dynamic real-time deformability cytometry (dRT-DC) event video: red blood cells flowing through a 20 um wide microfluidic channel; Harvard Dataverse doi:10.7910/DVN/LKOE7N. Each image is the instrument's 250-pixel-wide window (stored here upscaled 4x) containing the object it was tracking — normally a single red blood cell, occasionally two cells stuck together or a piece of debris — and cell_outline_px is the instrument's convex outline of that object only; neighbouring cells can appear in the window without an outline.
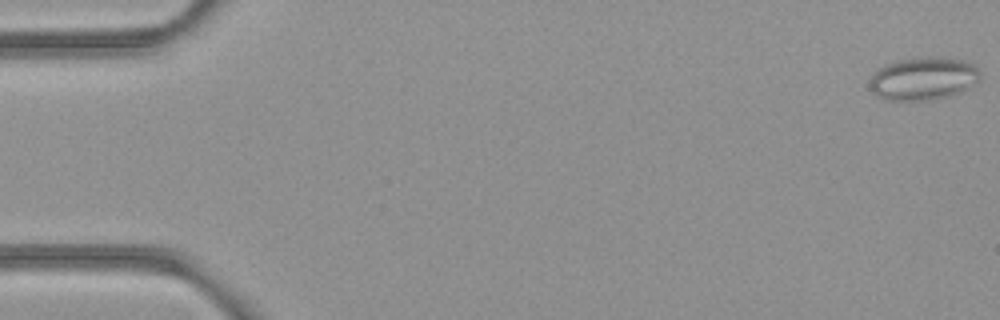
{"species": "common noctule bat (a hibernating species)", "species_latin": "Nyctalus noctula", "temperature_condition": "room temperature", "stored_images_in_passage": 52, "camera_frame_rate_fps": 3000, "um_per_image_px": 0.085, "animal": {"sex": "female", "body_mass_g": 21.9}, "frame": {"image": 1, "passage_image": 1, "time_ms": 0.0, "image_size_px": [1000, 320], "cell_outline_px": [[980, 80], [960, 92], [948, 96], [932, 100], [888, 100], [876, 96], [868, 88], [868, 84], [872, 76], [884, 64], [896, 60], [920, 56], [936, 56], [964, 60], [972, 64], [980, 72]], "centroid_in_image_um": [78.45, 6.67], "position_along_channel_um": 6.5, "area_um2": 27.98}}
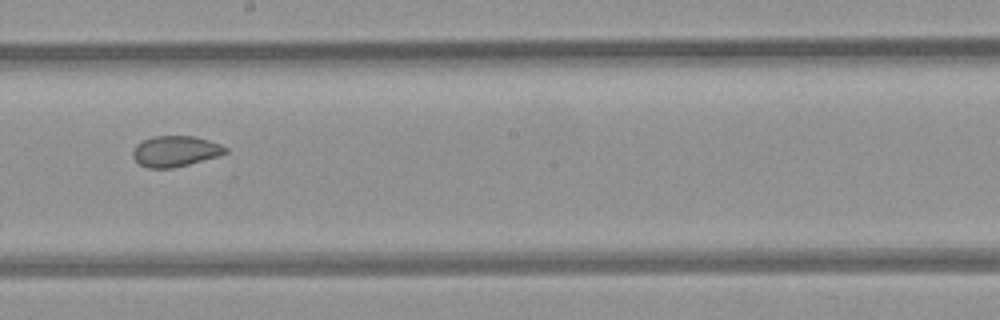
{"frame": {"image": 2, "passage_image": 30, "time_ms": 9.667, "image_size_px": [1000, 320], "cell_outline_px": [[228, 152], [216, 156], [188, 164], [172, 168], [148, 168], [140, 164], [132, 156], [132, 152], [136, 144], [144, 140], [156, 136], [192, 136], [208, 140], [220, 144], [228, 148]], "centroid_in_image_um": [14.89, 12.85], "position_along_channel_um": 233.3, "area_um2": 16.36}}
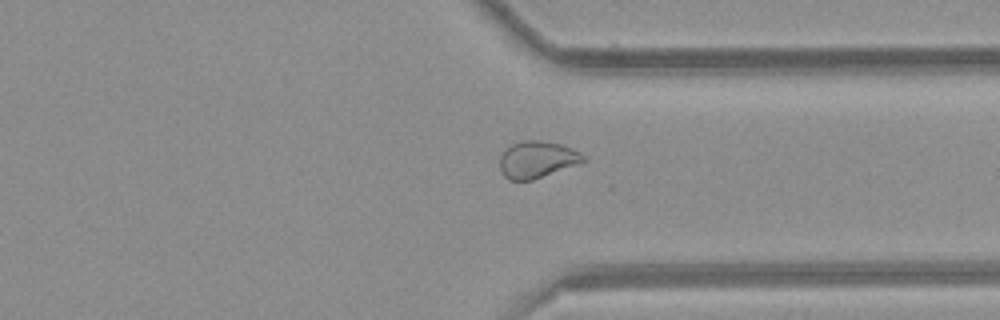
{"frame": {"image": 3, "passage_image": 40, "time_ms": 13.0, "image_size_px": [1000, 320], "cell_outline_px": [[588, 160], [532, 180], [508, 180], [504, 176], [500, 168], [500, 156], [504, 148], [512, 144], [524, 140], [540, 140], [560, 144], [572, 148], [580, 152]], "centroid_in_image_um": [45.63, 13.55], "position_along_channel_um": 365.8, "area_um2": 17.92}}